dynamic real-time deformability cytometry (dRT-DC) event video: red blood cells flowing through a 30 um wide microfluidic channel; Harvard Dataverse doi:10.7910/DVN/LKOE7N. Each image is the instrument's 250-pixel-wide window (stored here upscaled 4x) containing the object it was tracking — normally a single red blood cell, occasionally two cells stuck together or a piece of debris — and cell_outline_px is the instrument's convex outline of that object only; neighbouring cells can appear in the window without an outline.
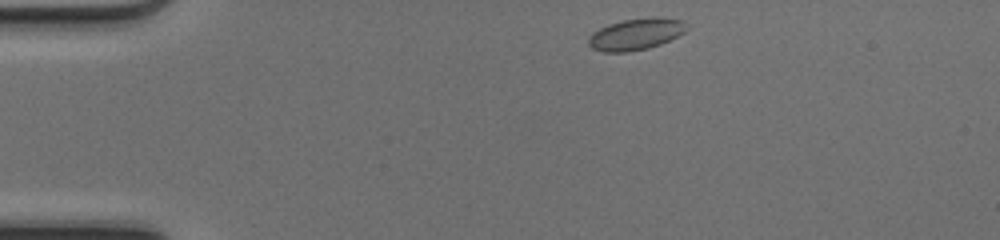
{"species": "common noctule bat (a hibernating species)", "species_latin": "Nyctalus noctula", "temperature_condition": "cold", "stored_images_in_passage": 41, "camera_frame_rate_fps": 3000, "um_per_image_px": 0.085, "animal": {"sex": "female", "body_mass_g": 17.0, "forearm_length_mm": 48.0}, "frame": {"image": 1, "passage_image": 1, "time_ms": 0.0, "image_size_px": [1000, 240], "cell_outline_px": [[688, 28], [684, 32], [660, 44], [648, 48], [628, 52], [604, 52], [592, 48], [588, 44], [588, 36], [592, 32], [608, 24], [624, 20], [684, 20]], "centroid_in_image_um": [53.96, 2.96], "position_along_channel_um": 31.0, "area_um2": 17.22}}
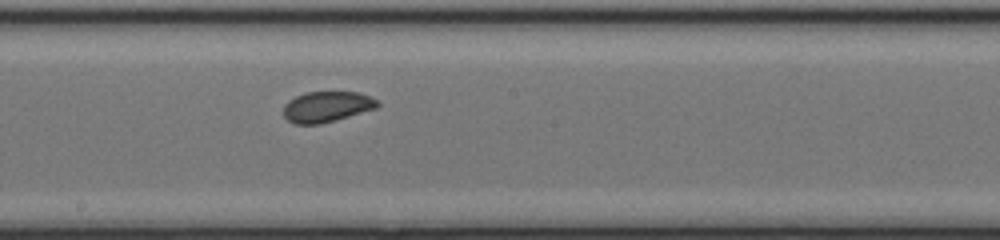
{"frame": {"image": 2, "passage_image": 19, "time_ms": 6.0, "image_size_px": [1000, 240], "cell_outline_px": [[380, 104], [376, 108], [336, 120], [320, 124], [296, 124], [288, 120], [284, 116], [284, 104], [288, 100], [304, 92], [356, 92], [368, 96], [376, 100]], "centroid_in_image_um": [27.74, 9.07], "position_along_channel_um": 220.5, "area_um2": 16.7}}
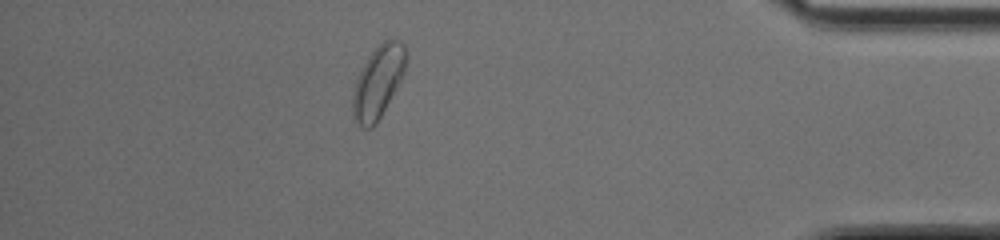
{"frame": {"image": 3, "passage_image": 35, "time_ms": 11.333, "image_size_px": [1000, 240], "cell_outline_px": [[408, 52], [404, 72], [400, 80], [376, 124], [372, 128], [364, 128], [352, 116], [352, 96], [356, 80], [368, 56], [384, 40], [392, 36], [400, 40], [404, 44]], "centroid_in_image_um": [32.16, 6.91], "position_along_channel_um": 403.0, "area_um2": 22.31}, "authors_computed_cell_mechanics": {"area_um2": 17.2244, "velocity_mm_per_s": 4.1932, "shape_relaxation_time_tau1_ms": 8.853, "shape_relaxation_time_tau2_ms": null, "deformation_change_tau1": 0.103, "deformation_change_tau2": null}}